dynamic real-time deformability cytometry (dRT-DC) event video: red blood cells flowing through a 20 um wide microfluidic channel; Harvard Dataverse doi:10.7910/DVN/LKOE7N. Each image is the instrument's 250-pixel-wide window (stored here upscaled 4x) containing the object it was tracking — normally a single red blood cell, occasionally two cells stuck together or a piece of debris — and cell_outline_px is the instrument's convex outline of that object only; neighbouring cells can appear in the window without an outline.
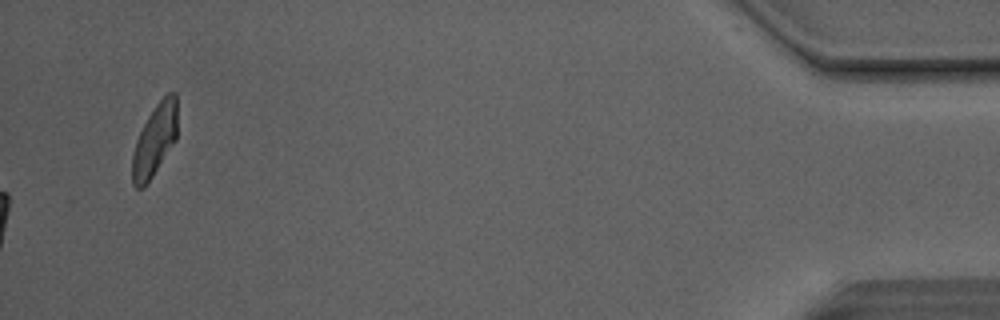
{"species": "Egyptian fruit bat (a non-hibernating species)", "species_latin": "Rousettus aegyptiacus", "temperature_condition": "room temperature", "stored_images_in_passage": 49, "camera_frame_rate_fps": 3000, "um_per_image_px": 0.085, "animal": {"sex": "male"}, "frame": {"image": 1, "passage_image": 49, "time_ms": 16.0, "image_size_px": [1000, 320], "cell_outline_px": [[176, 140], [144, 188], [136, 188], [132, 184], [132, 156], [136, 140], [148, 116], [156, 104], [168, 92], [176, 92]], "centroid_in_image_um": [13.13, 11.93], "position_along_channel_um": 422.1, "area_um2": 18.61}, "authors_computed_cell_mechanics": {"area_um2": 23.5824, "velocity_mm_per_s": 4.1363, "shape_relaxation_time_tau1_ms": 4.4254, "shape_relaxation_time_tau2_ms": 2.31, "deformation_change_tau1": 0.1604, "deformation_change_tau2": 0.1029}}